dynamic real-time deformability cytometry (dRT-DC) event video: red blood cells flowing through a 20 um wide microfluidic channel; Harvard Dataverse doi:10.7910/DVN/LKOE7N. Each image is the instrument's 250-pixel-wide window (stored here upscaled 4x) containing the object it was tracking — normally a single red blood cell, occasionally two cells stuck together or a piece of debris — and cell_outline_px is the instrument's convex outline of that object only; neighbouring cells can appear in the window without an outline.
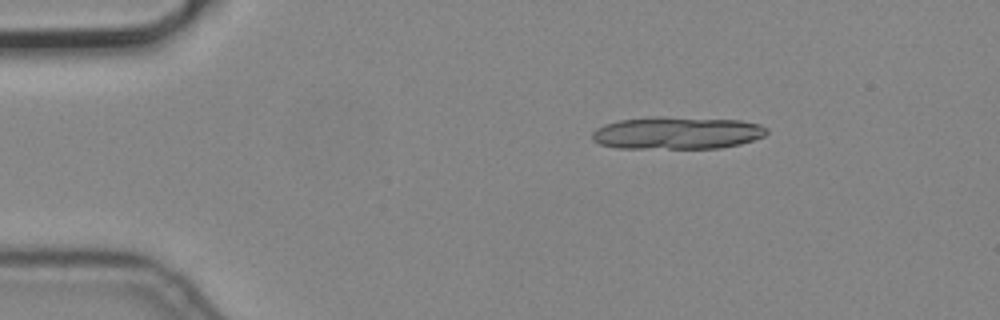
{"species": "common noctule bat (a hibernating species)", "species_latin": "Nyctalus noctula", "temperature_condition": "cold", "stored_images_in_passage": 4, "camera_frame_rate_fps": 3000, "um_per_image_px": 0.085, "animal": {"sex": "male", "body_mass_g": 19.2, "forearm_length_mm": 51.8}, "frame": {"image": 1, "passage_image": 1, "time_ms": 0.0, "image_size_px": [1000, 320], "cell_outline_px": [[768, 132], [764, 136], [740, 144], [720, 148], [620, 148], [600, 144], [592, 140], [592, 132], [596, 128], [604, 124], [620, 120], [652, 116], [660, 116], [740, 120], [760, 124], [768, 128]], "centroid_in_image_um": [57.55, 11.29], "position_along_channel_um": 27.5, "area_um2": 33.23}}